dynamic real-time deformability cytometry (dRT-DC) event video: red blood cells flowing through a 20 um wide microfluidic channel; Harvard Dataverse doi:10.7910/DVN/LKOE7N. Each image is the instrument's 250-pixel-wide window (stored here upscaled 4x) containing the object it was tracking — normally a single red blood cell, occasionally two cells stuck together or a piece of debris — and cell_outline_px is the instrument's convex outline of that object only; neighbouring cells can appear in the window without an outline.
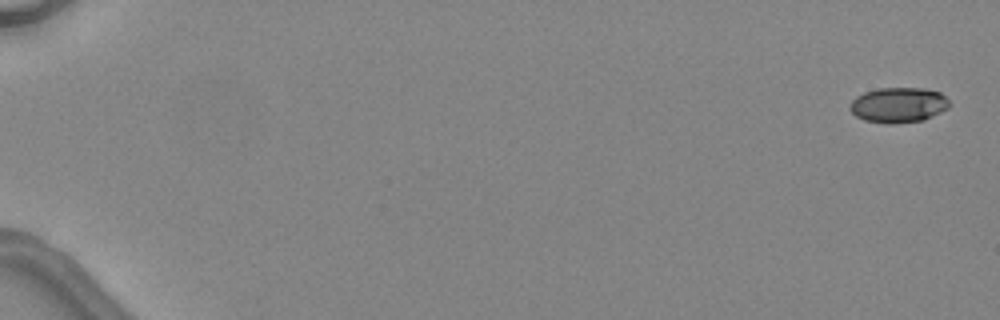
{"species": "common noctule bat (a hibernating species)", "species_latin": "Nyctalus noctula", "temperature_condition": "warm", "stored_images_in_passage": 4, "segment_of_instrument_passage": [1, 2], "camera_frame_rate_fps": 3000, "um_per_image_px": 0.085, "animal": {"sex": "female", "body_mass_g": 24.6, "forearm_length_mm": 56.2}, "frame": {"image": 1, "passage_image": 1, "time_ms": 0.0, "image_size_px": [1000, 320], "cell_outline_px": [[948, 108], [924, 120], [892, 124], [888, 124], [864, 120], [856, 116], [848, 108], [848, 104], [856, 96], [864, 92], [880, 88], [924, 88], [940, 92], [948, 100]], "centroid_in_image_um": [76.33, 8.92], "position_along_channel_um": 8.7, "area_um2": 20.46}}
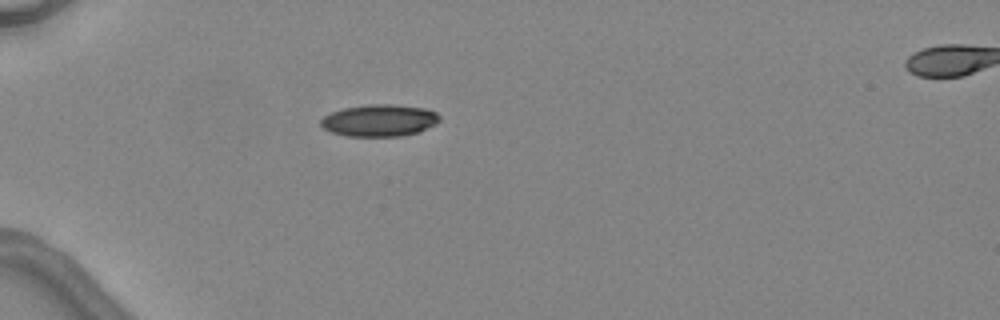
{"frame": {"image": 2, "passage_image": 3, "time_ms": 5.0, "image_size_px": [1000, 320], "cell_outline_px": [[440, 120], [436, 124], [420, 132], [400, 136], [348, 136], [332, 132], [324, 128], [320, 124], [320, 120], [324, 116], [332, 112], [344, 108], [368, 104], [392, 104], [424, 108], [436, 112], [440, 116]], "centroid_in_image_um": [32.27, 10.23], "position_along_channel_um": 52.7, "area_um2": 22.14}}